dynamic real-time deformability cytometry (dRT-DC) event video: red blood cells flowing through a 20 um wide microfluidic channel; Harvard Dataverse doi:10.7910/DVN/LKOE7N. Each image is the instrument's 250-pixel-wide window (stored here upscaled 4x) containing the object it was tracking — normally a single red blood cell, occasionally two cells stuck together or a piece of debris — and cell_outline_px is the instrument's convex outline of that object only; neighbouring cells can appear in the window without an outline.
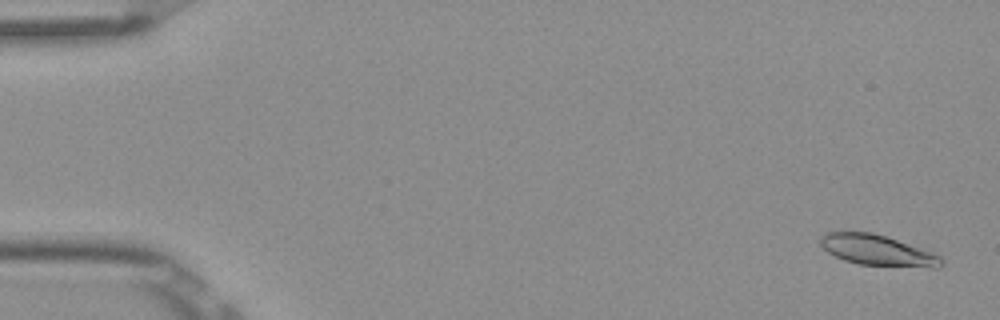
{"species": "Egyptian fruit bat (a non-hibernating species)", "species_latin": "Rousettus aegyptiacus", "temperature_condition": "room temperature", "stored_images_in_passage": 53, "camera_frame_rate_fps": 3000, "um_per_image_px": 0.085, "frame": {"image": 1, "passage_image": 2, "time_ms": 0.333, "image_size_px": [1000, 320], "cell_outline_px": [[944, 264], [940, 268], [932, 268], [860, 264], [844, 260], [828, 252], [820, 244], [820, 236], [828, 232], [872, 232], [932, 252], [940, 256], [944, 260]], "centroid_in_image_um": [74.62, 21.29], "position_along_channel_um": 10.4, "area_um2": 21.44}}
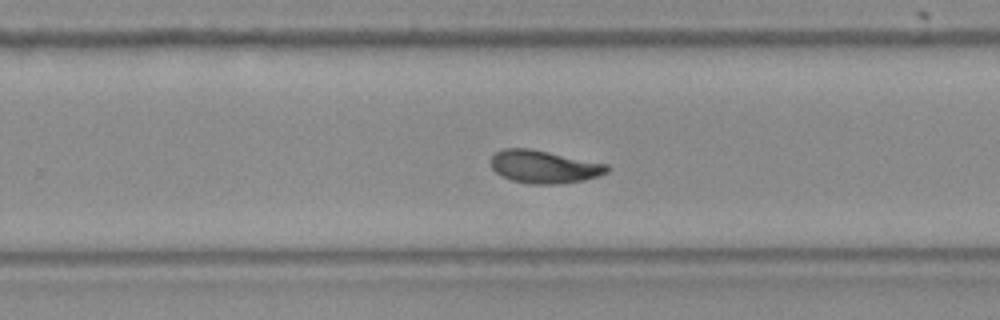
{"frame": {"image": 2, "passage_image": 34, "time_ms": 11.0, "image_size_px": [1000, 320], "cell_outline_px": [[612, 168], [608, 172], [600, 176], [584, 180], [560, 184], [532, 184], [512, 180], [500, 176], [492, 168], [492, 156], [496, 152], [504, 148], [528, 148], [608, 164]], "centroid_in_image_um": [46.28, 14.18], "position_along_channel_um": 283.5, "area_um2": 22.25}}
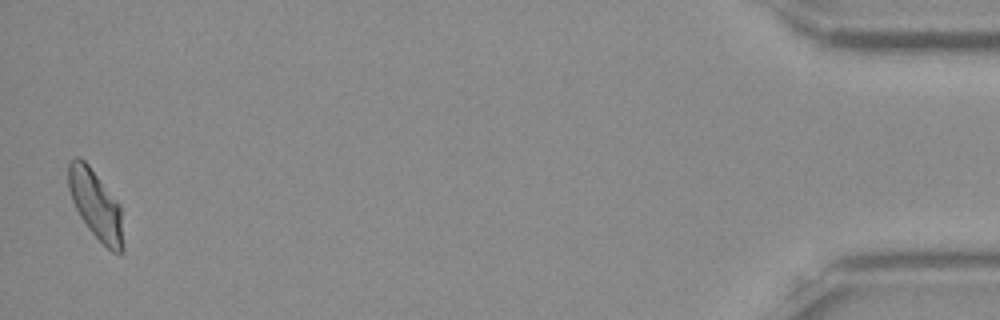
{"frame": {"image": 3, "passage_image": 52, "time_ms": 17.0, "image_size_px": [1000, 320], "cell_outline_px": [[124, 252], [112, 252], [88, 228], [80, 216], [72, 200], [68, 188], [68, 164], [76, 156], [80, 156], [88, 164], [120, 204], [124, 244]], "centroid_in_image_um": [8.15, 17.39], "position_along_channel_um": 427.1, "area_um2": 21.91}, "authors_computed_cell_mechanics": {"area_um2": 21.675, "velocity_mm_per_s": 3.8706, "shape_relaxation_time_tau1_ms": 5.5064, "shape_relaxation_time_tau2_ms": 3.6738, "deformation_change_tau1": 0.1849, "deformation_change_tau2": 0.0965}}